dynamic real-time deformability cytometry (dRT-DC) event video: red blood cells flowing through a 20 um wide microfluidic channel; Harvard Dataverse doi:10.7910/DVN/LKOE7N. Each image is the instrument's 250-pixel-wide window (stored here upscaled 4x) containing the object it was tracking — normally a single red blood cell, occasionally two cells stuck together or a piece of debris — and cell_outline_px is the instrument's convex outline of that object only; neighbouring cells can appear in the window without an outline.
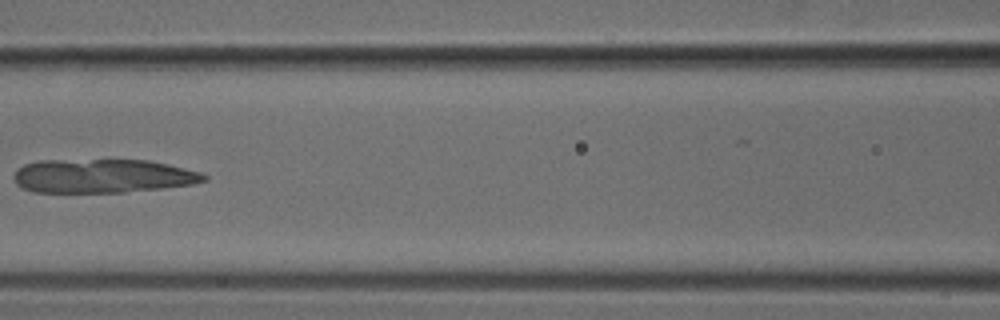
{"species": "common noctule bat (a hibernating species)", "species_latin": "Nyctalus noctula", "temperature_condition": "cold", "stored_images_in_passage": 7, "camera_frame_rate_fps": 3000, "um_per_image_px": 0.085, "animal": {"sex": "male", "body_mass_g": 18.8}, "frame": {"image": 1, "passage_image": 6, "time_ms": 1.667, "image_size_px": [1000, 320], "cell_outline_px": [[208, 180], [192, 184], [160, 188], [124, 192], [36, 192], [24, 188], [16, 184], [12, 176], [24, 164], [40, 160], [148, 160], [168, 164], [200, 172], [208, 176]], "centroid_in_image_um": [8.73, 14.95], "position_along_channel_um": 157.9, "area_um2": 37.34}}
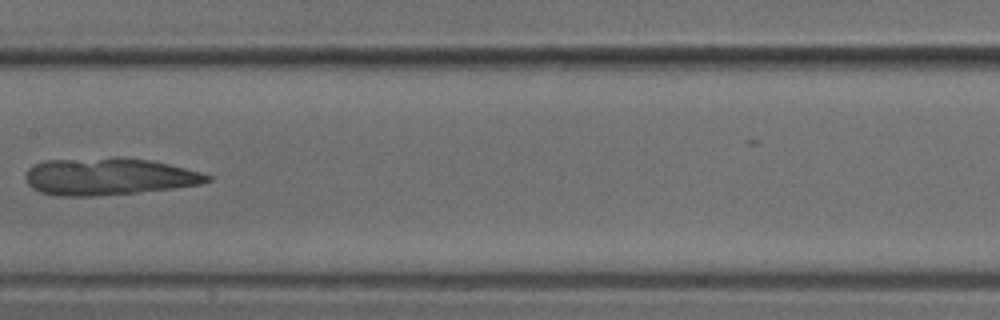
{"frame": {"image": 2, "passage_image": 7, "time_ms": 2.0, "image_size_px": [1000, 320], "cell_outline_px": [[212, 180], [200, 184], [172, 188], [136, 192], [92, 196], [56, 196], [40, 192], [32, 188], [28, 184], [24, 176], [28, 168], [44, 160], [148, 160], [168, 164], [200, 172], [212, 176]], "centroid_in_image_um": [9.2, 15.05], "position_along_channel_um": 198.2, "area_um2": 37.97}}